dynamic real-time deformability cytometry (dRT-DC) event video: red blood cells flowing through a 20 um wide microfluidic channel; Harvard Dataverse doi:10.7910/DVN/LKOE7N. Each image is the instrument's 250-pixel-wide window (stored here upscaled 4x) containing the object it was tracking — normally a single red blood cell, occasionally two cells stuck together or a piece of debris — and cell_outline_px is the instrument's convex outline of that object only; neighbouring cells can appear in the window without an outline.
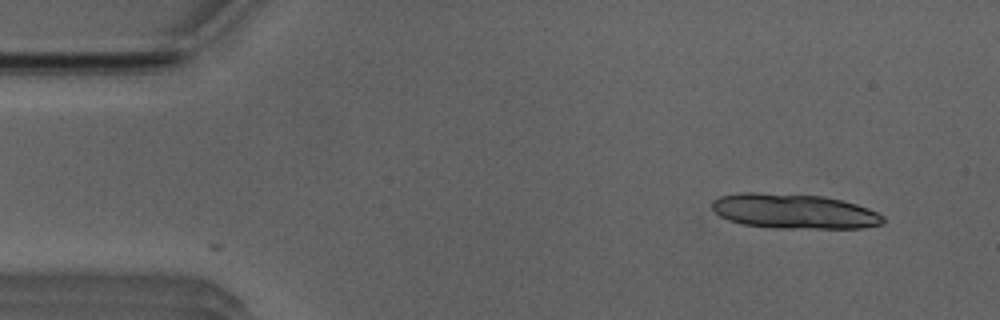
{"species": "Egyptian fruit bat (a non-hibernating species)", "species_latin": "Rousettus aegyptiacus", "temperature_condition": "room temperature", "stored_images_in_passage": 2, "camera_frame_rate_fps": 3000, "um_per_image_px": 0.085, "animal": {"sex": "male"}, "frame": {"image": 1, "passage_image": 1, "time_ms": 0.0, "image_size_px": [1000, 320], "cell_outline_px": [[884, 220], [880, 224], [864, 228], [780, 228], [740, 224], [728, 220], [720, 216], [712, 208], [712, 200], [720, 196], [744, 192], [756, 192], [824, 196], [856, 204], [868, 208], [884, 216]], "centroid_in_image_um": [67.47, 17.96], "position_along_channel_um": 17.5, "area_um2": 34.68}}